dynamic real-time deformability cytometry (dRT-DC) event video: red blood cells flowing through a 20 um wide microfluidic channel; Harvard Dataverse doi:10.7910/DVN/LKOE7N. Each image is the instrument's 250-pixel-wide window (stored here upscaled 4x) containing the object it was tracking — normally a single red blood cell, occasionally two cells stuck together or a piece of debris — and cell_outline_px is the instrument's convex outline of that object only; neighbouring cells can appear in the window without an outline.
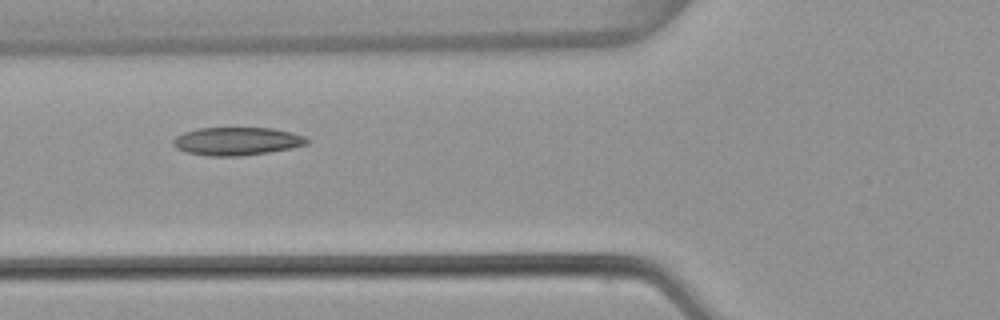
{"species": "common noctule bat (a hibernating species)", "species_latin": "Nyctalus noctula", "temperature_condition": "warm", "stored_images_in_passage": 3, "camera_frame_rate_fps": 3000, "um_per_image_px": 0.085, "animal": {"sex": "female", "body_mass_g": 22.7, "forearm_length_mm": 54.2}, "frame": {"image": 1, "passage_image": 2, "time_ms": 0.333, "image_size_px": [1000, 320], "cell_outline_px": [[312, 140], [308, 144], [292, 148], [268, 152], [240, 156], [208, 156], [188, 152], [176, 148], [172, 144], [172, 140], [176, 136], [184, 132], [196, 128], [272, 128], [292, 132], [304, 136]], "centroid_in_image_um": [20.15, 12.0], "position_along_channel_um": 105.6, "area_um2": 22.02}}
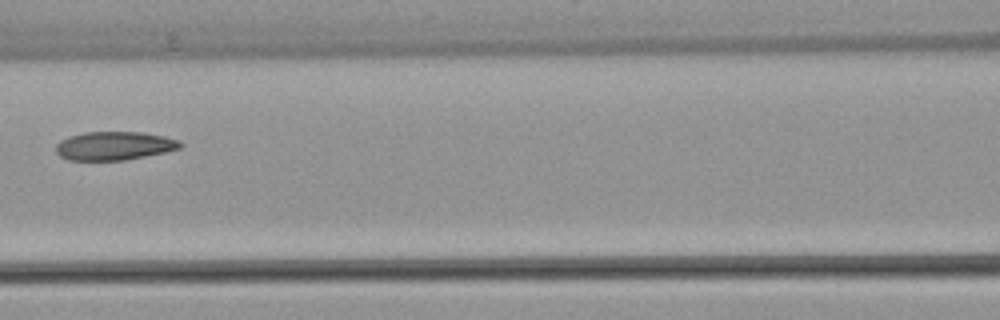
{"frame": {"image": 2, "passage_image": 3, "time_ms": 0.667, "image_size_px": [1000, 320], "cell_outline_px": [[184, 144], [180, 148], [164, 152], [124, 160], [68, 160], [60, 156], [56, 152], [56, 144], [60, 140], [84, 132], [140, 132], [164, 136], [180, 140]], "centroid_in_image_um": [9.72, 12.39], "position_along_channel_um": 156.9, "area_um2": 20.58}}